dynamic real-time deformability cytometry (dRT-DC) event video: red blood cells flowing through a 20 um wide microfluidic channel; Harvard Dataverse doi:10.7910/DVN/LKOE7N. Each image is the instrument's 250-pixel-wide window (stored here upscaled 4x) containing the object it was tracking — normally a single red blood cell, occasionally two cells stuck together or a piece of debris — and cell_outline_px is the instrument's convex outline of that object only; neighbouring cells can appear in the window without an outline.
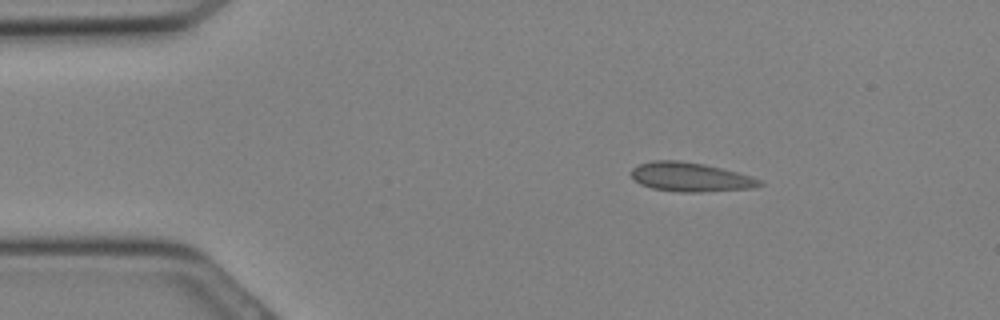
{"species": "Egyptian fruit bat (a non-hibernating species)", "species_latin": "Rousettus aegyptiacus", "temperature_condition": "cold", "stored_images_in_passage": 22, "camera_frame_rate_fps": 3000, "um_per_image_px": 0.085, "animal": {"sex": "female"}, "frame": {"image": 1, "passage_image": 5, "time_ms": 1.333, "image_size_px": [1000, 320], "cell_outline_px": [[764, 184], [752, 188], [700, 192], [680, 192], [652, 188], [640, 184], [628, 172], [632, 168], [640, 164], [652, 160], [680, 160], [704, 164], [752, 176], [760, 180]], "centroid_in_image_um": [58.66, 15.04], "position_along_channel_um": 26.3, "area_um2": 21.73}}
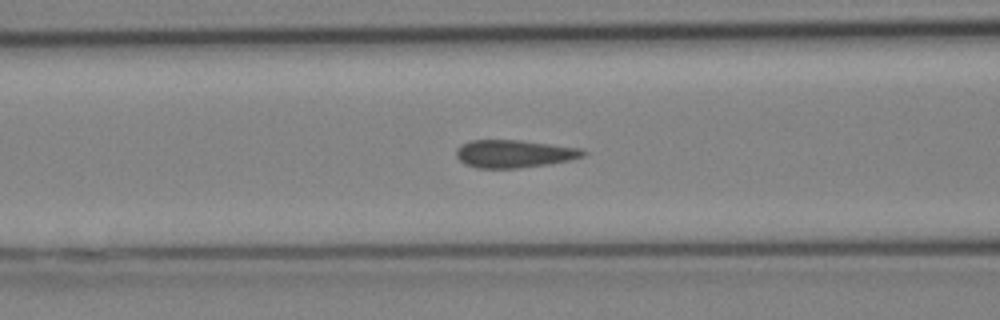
{"frame": {"image": 2, "passage_image": 12, "time_ms": 3.667, "image_size_px": [1000, 320], "cell_outline_px": [[588, 152], [584, 156], [568, 160], [548, 164], [516, 168], [476, 168], [464, 164], [456, 156], [456, 148], [460, 144], [472, 140], [520, 140], [584, 148]], "centroid_in_image_um": [43.7, 13.06], "position_along_channel_um": 122.9, "area_um2": 20.69}}
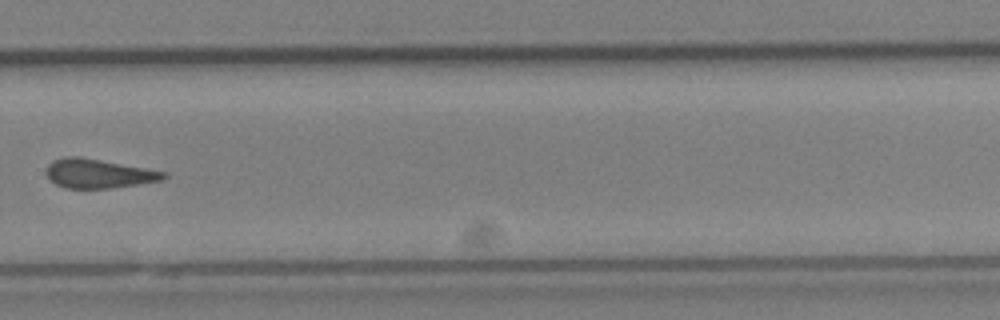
{"frame": {"image": 3, "passage_image": 21, "time_ms": 6.667, "image_size_px": [1000, 320], "cell_outline_px": [[168, 176], [160, 180], [112, 188], [64, 188], [56, 184], [48, 176], [48, 164], [52, 160], [64, 156], [80, 156], [168, 172]], "centroid_in_image_um": [8.37, 14.74], "position_along_channel_um": 321.4, "area_um2": 19.77}}